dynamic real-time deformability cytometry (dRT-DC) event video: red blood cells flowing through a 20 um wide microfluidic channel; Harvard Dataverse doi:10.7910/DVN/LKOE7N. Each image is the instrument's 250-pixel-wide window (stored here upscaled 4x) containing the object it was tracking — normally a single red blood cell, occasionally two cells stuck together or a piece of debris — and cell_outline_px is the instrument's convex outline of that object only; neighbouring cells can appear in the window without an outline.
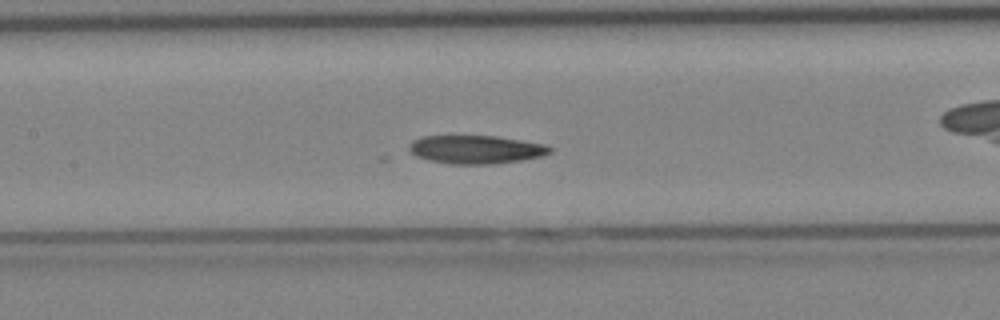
{"species": "Egyptian fruit bat (a non-hibernating species)", "species_latin": "Rousettus aegyptiacus", "temperature_condition": "cold", "stored_images_in_passage": 40, "camera_frame_rate_fps": 3000, "um_per_image_px": 0.085, "animal": {"sex": "female"}, "frame": {"image": 1, "passage_image": 18, "time_ms": 5.667, "image_size_px": [1000, 320], "cell_outline_px": [[552, 152], [540, 156], [520, 160], [492, 164], [452, 164], [428, 160], [416, 156], [408, 148], [412, 140], [424, 136], [496, 136], [544, 144], [552, 148]], "centroid_in_image_um": [40.43, 12.7], "position_along_channel_um": 167.0, "area_um2": 23.06}}